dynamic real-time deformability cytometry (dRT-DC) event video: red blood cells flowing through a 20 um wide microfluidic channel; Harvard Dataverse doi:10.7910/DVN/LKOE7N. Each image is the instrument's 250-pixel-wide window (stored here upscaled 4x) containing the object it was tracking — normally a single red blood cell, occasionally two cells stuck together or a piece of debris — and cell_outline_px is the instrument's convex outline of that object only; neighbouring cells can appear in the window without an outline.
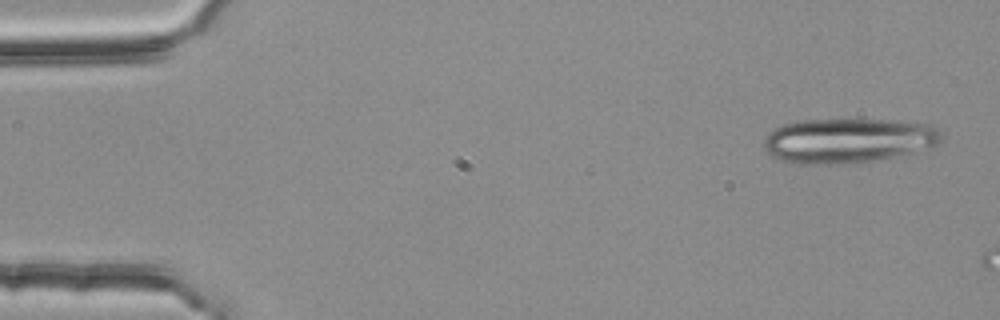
{"species": "common noctule bat (a hibernating species)", "species_latin": "Nyctalus noctula", "temperature_condition": "room temperature", "stored_images_in_passage": 2, "camera_frame_rate_fps": 3000, "um_per_image_px": 0.085, "animal": {"sex": "female", "body_mass_g": 25.1}, "frame": {"image": 1, "passage_image": 1, "time_ms": 0.0, "image_size_px": [1000, 320], "cell_outline_px": [[944, 136], [936, 144], [912, 152], [896, 156], [856, 164], [808, 164], [784, 160], [772, 156], [764, 148], [764, 140], [768, 132], [784, 124], [800, 120], [888, 120], [932, 124]], "centroid_in_image_um": [72.09, 11.95], "position_along_channel_um": 12.9, "area_um2": 46.07}}